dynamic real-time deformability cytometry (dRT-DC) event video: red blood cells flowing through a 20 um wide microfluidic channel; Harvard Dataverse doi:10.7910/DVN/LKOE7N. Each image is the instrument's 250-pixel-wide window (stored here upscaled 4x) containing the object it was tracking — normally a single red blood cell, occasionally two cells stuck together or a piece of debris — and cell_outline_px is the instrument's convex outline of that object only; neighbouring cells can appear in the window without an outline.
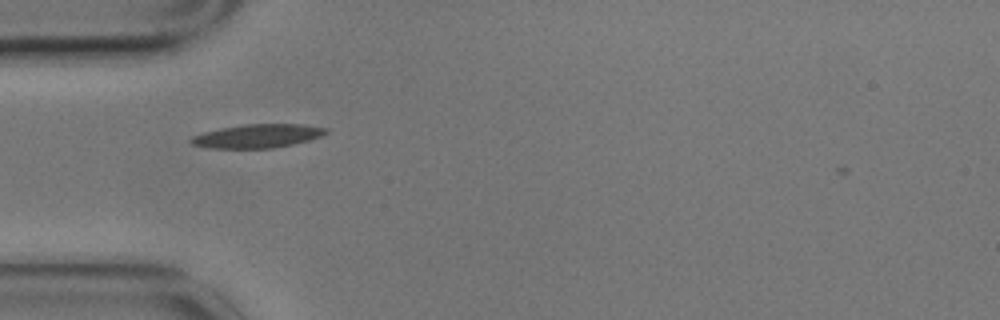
{"species": "common noctule bat (a hibernating species)", "species_latin": "Nyctalus noctula", "temperature_condition": "cold", "stored_images_in_passage": 2, "camera_frame_rate_fps": 3000, "um_per_image_px": 0.085, "animal": {"sex": "male", "body_mass_g": 17.9}, "frame": {"image": 1, "passage_image": 1, "time_ms": 0.0, "image_size_px": [1000, 320], "cell_outline_px": [[328, 132], [324, 136], [292, 144], [272, 148], [208, 148], [192, 144], [188, 140], [192, 136], [204, 132], [220, 128], [244, 124], [304, 124], [328, 128]], "centroid_in_image_um": [21.9, 11.55], "position_along_channel_um": 63.1, "area_um2": 18.67}}